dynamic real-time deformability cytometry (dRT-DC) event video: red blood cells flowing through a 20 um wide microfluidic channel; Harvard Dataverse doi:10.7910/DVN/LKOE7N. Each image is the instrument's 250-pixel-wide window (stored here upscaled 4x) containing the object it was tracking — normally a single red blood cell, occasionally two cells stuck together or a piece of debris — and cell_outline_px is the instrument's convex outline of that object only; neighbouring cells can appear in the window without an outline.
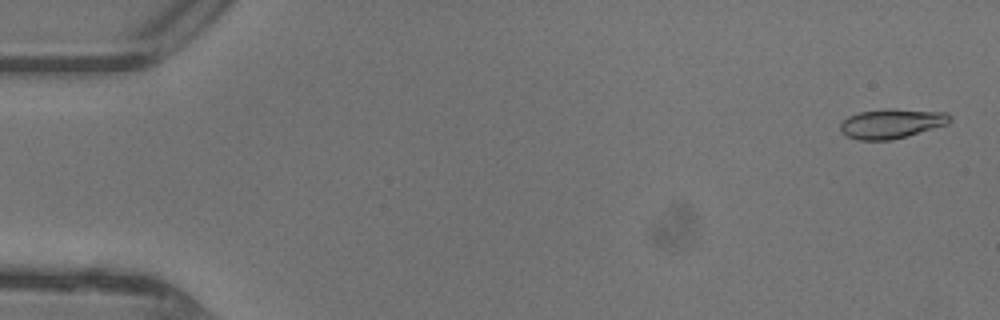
{"species": "common noctule bat (a hibernating species)", "species_latin": "Nyctalus noctula", "temperature_condition": "warm", "stored_images_in_passage": 47, "camera_frame_rate_fps": 3000, "um_per_image_px": 0.085, "animal": {"sex": "female"}, "frame": {"image": 1, "passage_image": 2, "time_ms": 0.333, "image_size_px": [1000, 320], "cell_outline_px": [[952, 120], [948, 124], [908, 136], [892, 140], [860, 140], [848, 136], [840, 132], [840, 124], [848, 116], [860, 112], [888, 108], [948, 112], [952, 116]], "centroid_in_image_um": [75.82, 10.5], "position_along_channel_um": 9.2, "area_um2": 19.07}}
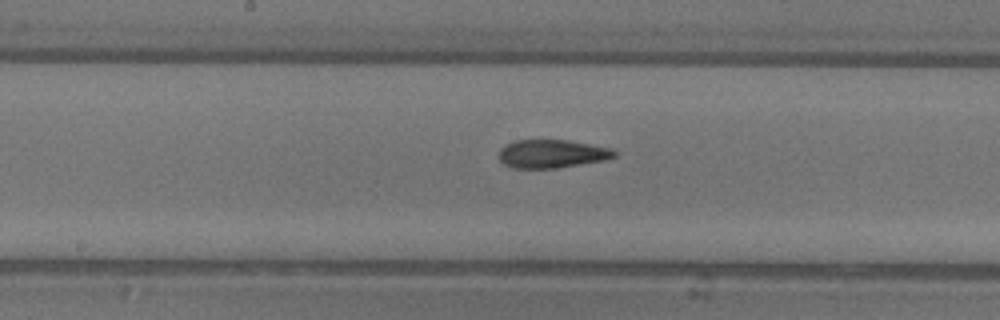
{"frame": {"image": 2, "passage_image": 25, "time_ms": 8.0, "image_size_px": [1000, 320], "cell_outline_px": [[616, 156], [604, 160], [556, 168], [512, 168], [504, 164], [500, 160], [500, 148], [516, 140], [568, 140], [612, 148], [616, 152]], "centroid_in_image_um": [46.92, 13.07], "position_along_channel_um": 201.3, "area_um2": 18.9}}
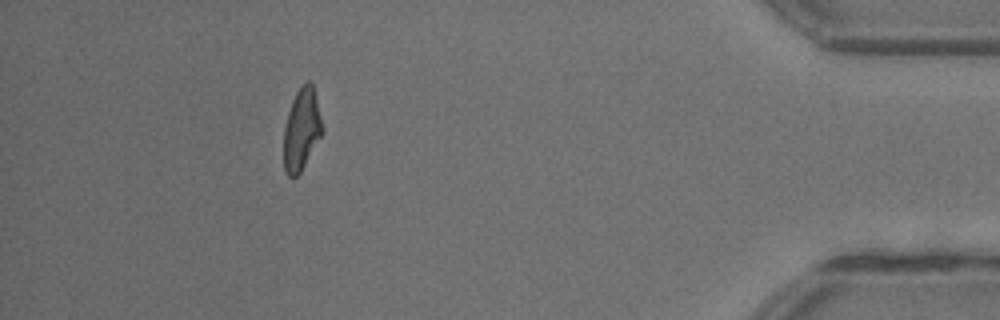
{"frame": {"image": 3, "passage_image": 43, "time_ms": 14.0, "image_size_px": [1000, 320], "cell_outline_px": [[324, 132], [300, 172], [296, 176], [288, 176], [284, 168], [284, 128], [288, 112], [292, 100], [296, 92], [308, 80], [312, 84], [324, 128]], "centroid_in_image_um": [25.64, 11.01], "position_along_channel_um": 409.6, "area_um2": 18.21}, "authors_computed_cell_mechanics": {"area_um2": 19.074, "velocity_mm_per_s": 4.4302, "shape_relaxation_time_tau1_ms": 6.0729, "shape_relaxation_time_tau2_ms": 1.7723, "deformation_change_tau1": 0.226, "deformation_change_tau2": 0.0949}}